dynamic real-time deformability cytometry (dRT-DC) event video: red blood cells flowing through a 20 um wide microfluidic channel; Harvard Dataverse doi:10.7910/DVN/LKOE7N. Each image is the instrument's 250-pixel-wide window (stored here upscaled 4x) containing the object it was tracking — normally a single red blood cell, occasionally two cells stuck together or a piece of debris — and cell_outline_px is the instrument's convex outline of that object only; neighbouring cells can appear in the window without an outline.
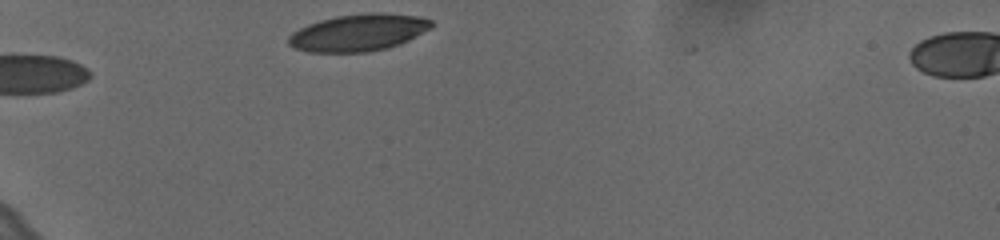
{"species": "human", "species_latin": "Homo sapiens", "temperature_condition": "cold", "stored_images_in_passage": 16, "camera_frame_rate_fps": 3000, "um_per_image_px": 0.085, "donor": {"sex": "female"}, "frame": {"image": 1, "passage_image": 1, "time_ms": 0.0, "image_size_px": [1000, 240], "cell_outline_px": [[432, 28], [400, 44], [388, 48], [368, 52], [308, 52], [296, 48], [288, 44], [288, 36], [292, 32], [308, 24], [320, 20], [336, 16], [364, 12], [380, 12], [416, 16], [432, 20]], "centroid_in_image_um": [30.46, 2.76], "position_along_channel_um": 54.5, "area_um2": 30.92}}